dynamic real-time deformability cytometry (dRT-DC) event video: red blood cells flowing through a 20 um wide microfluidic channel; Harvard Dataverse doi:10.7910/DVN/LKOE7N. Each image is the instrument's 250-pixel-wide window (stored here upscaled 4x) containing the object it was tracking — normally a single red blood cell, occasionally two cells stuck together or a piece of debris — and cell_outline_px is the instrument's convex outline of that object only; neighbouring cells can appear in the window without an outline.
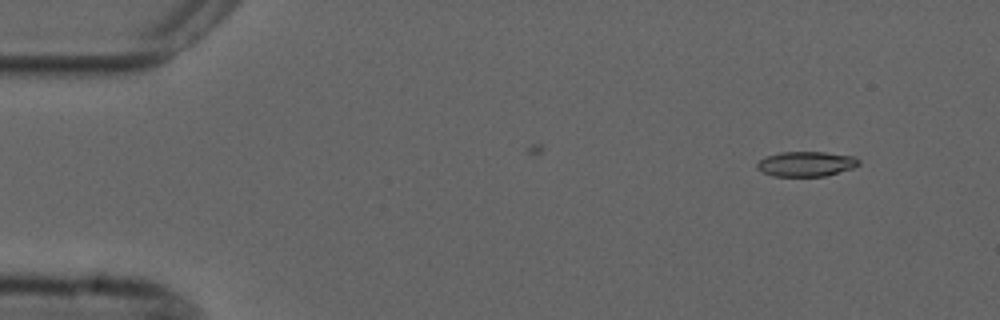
{"species": "common noctule bat (a hibernating species)", "species_latin": "Nyctalus noctula", "temperature_condition": "cold", "stored_images_in_passage": 5, "camera_frame_rate_fps": 3000, "um_per_image_px": 0.085, "animal": {"sex": "male", "forearm_length_mm": 52.5}, "frame": {"image": 1, "passage_image": 1, "time_ms": 0.0, "image_size_px": [1000, 320], "cell_outline_px": [[860, 164], [852, 168], [824, 176], [772, 176], [756, 168], [756, 164], [764, 156], [780, 152], [824, 152], [852, 156], [860, 160]], "centroid_in_image_um": [68.49, 13.93], "position_along_channel_um": 16.5, "area_um2": 14.74}}
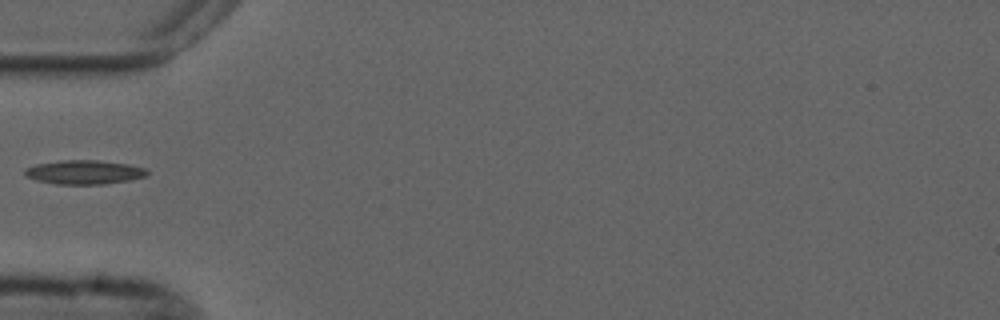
{"frame": {"image": 2, "passage_image": 4, "time_ms": 4.333, "image_size_px": [1000, 320], "cell_outline_px": [[148, 172], [144, 176], [128, 180], [104, 184], [56, 184], [36, 180], [24, 176], [24, 168], [36, 164], [60, 160], [100, 160], [128, 164], [144, 168]], "centroid_in_image_um": [7.09, 14.63], "position_along_channel_um": 77.9, "area_um2": 17.11}}
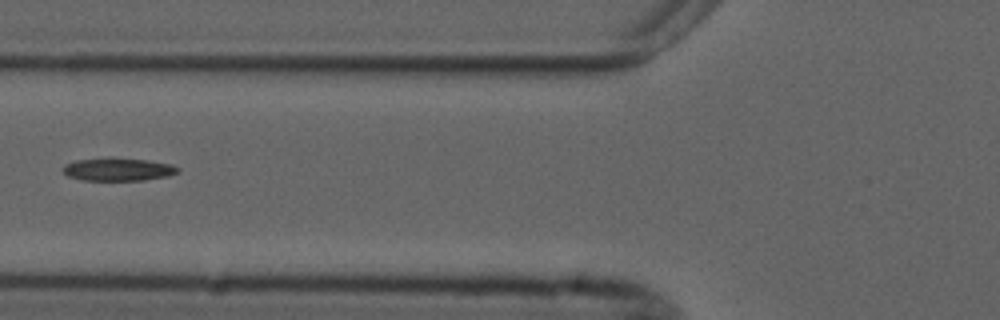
{"frame": {"image": 3, "passage_image": 5, "time_ms": 5.333, "image_size_px": [1000, 320], "cell_outline_px": [[180, 172], [168, 176], [144, 180], [84, 180], [68, 176], [64, 172], [64, 164], [76, 160], [148, 160], [172, 164], [180, 168]], "centroid_in_image_um": [10.12, 14.43], "position_along_channel_um": 115.7, "area_um2": 14.62}}